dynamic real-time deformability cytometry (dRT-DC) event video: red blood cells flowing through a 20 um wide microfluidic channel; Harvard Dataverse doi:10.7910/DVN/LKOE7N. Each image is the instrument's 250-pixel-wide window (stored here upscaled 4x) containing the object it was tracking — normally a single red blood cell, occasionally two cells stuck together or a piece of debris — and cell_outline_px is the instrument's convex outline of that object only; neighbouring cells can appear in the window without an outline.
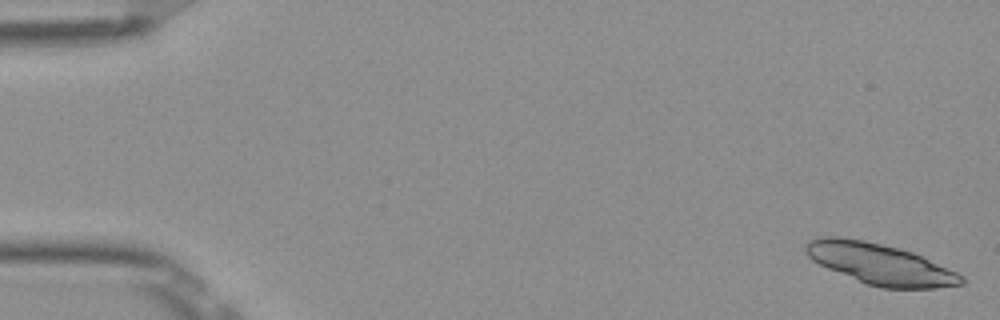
{"species": "Egyptian fruit bat (a non-hibernating species)", "species_latin": "Rousettus aegyptiacus", "temperature_condition": "room temperature", "stored_images_in_passage": 51, "camera_frame_rate_fps": 3000, "um_per_image_px": 0.085, "frame": {"image": 1, "passage_image": 1, "time_ms": 0.0, "image_size_px": [1000, 320], "cell_outline_px": [[964, 284], [936, 288], [880, 288], [868, 284], [828, 268], [812, 260], [804, 252], [804, 244], [808, 240], [824, 236], [836, 236], [864, 240], [912, 252], [956, 272], [964, 276]], "centroid_in_image_um": [74.77, 22.43], "position_along_channel_um": 10.2, "area_um2": 36.7}}
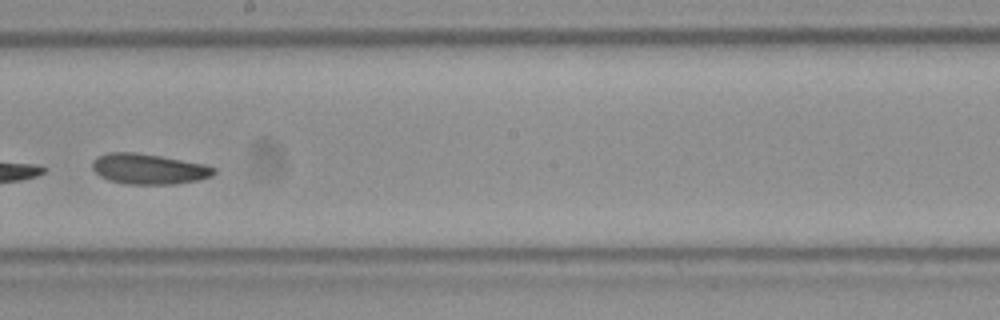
{"frame": {"image": 2, "passage_image": 30, "time_ms": 9.667, "image_size_px": [1000, 320], "cell_outline_px": [[216, 172], [212, 176], [196, 180], [176, 184], [124, 184], [108, 180], [100, 176], [92, 168], [92, 160], [96, 156], [108, 152], [136, 152], [160, 156], [204, 164], [216, 168]], "centroid_in_image_um": [12.6, 14.36], "position_along_channel_um": 235.6, "area_um2": 21.68}}
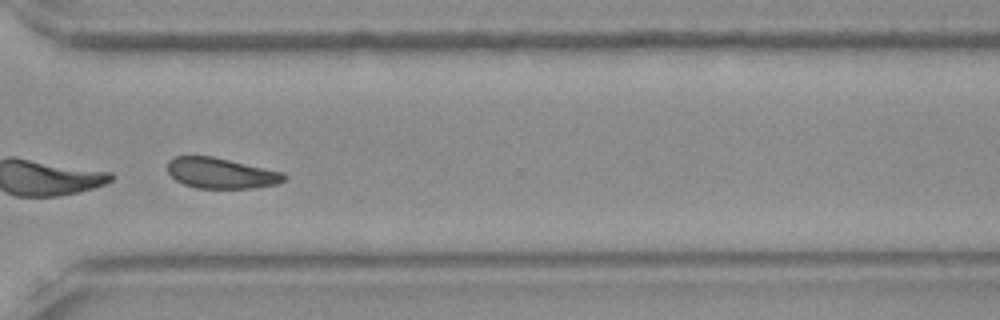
{"frame": {"image": 3, "passage_image": 39, "time_ms": 12.667, "image_size_px": [1000, 320], "cell_outline_px": [[288, 176], [280, 184], [256, 188], [196, 188], [184, 184], [176, 180], [168, 172], [168, 160], [176, 156], [212, 156], [284, 172]], "centroid_in_image_um": [18.83, 14.72], "position_along_channel_um": 351.8, "area_um2": 20.92}}